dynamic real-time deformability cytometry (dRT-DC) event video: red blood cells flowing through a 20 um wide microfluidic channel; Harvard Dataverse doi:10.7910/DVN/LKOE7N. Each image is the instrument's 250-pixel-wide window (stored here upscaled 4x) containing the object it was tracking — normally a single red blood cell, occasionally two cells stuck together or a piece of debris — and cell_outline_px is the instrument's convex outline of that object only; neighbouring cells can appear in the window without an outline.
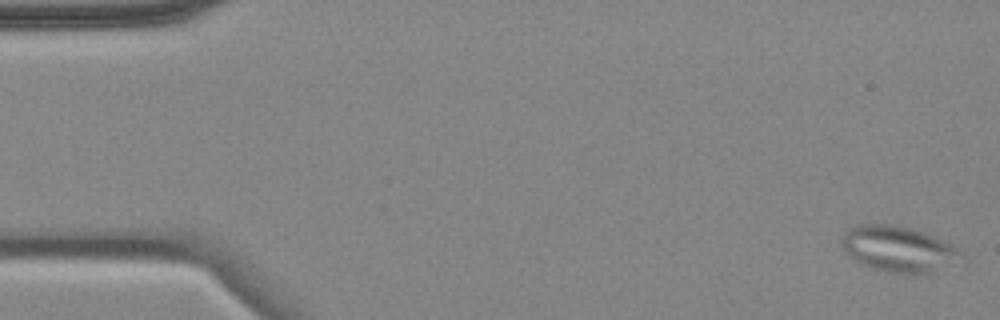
{"species": "common noctule bat (a hibernating species)", "species_latin": "Nyctalus noctula", "temperature_condition": "cold", "stored_images_in_passage": 6, "camera_frame_rate_fps": 3000, "um_per_image_px": 0.085, "animal": {"sex": "female", "body_mass_g": 18.4}, "frame": {"image": 1, "passage_image": 1, "time_ms": 0.0, "image_size_px": [1000, 320], "cell_outline_px": [[968, 260], [932, 272], [916, 276], [888, 272], [872, 268], [860, 264], [844, 252], [840, 244], [840, 240], [844, 232], [848, 228], [860, 224], [884, 224], [908, 228], [932, 236], [956, 248], [968, 256]], "centroid_in_image_um": [76.38, 21.22], "position_along_channel_um": 8.6, "area_um2": 32.43}}
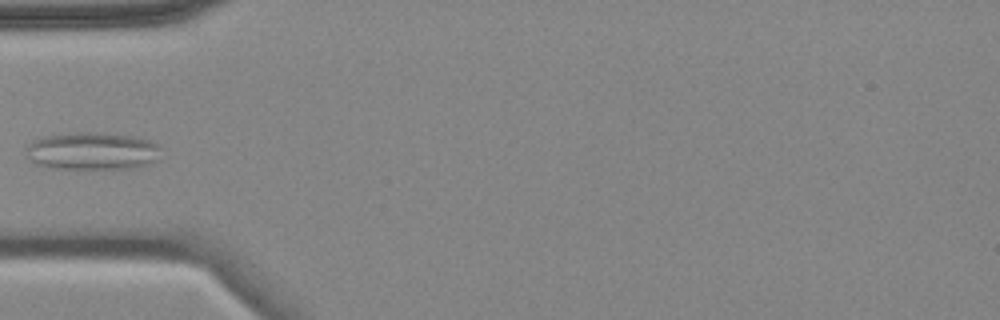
{"frame": {"image": 2, "passage_image": 6, "time_ms": 5.667, "image_size_px": [1000, 320], "cell_outline_px": [[164, 148], [160, 160], [148, 164], [132, 168], [52, 168], [36, 164], [28, 160], [24, 148], [36, 140], [44, 136], [76, 132], [104, 132], [132, 136], [148, 140], [160, 144]], "centroid_in_image_um": [7.91, 12.83], "position_along_channel_um": 77.1, "area_um2": 30.06}}